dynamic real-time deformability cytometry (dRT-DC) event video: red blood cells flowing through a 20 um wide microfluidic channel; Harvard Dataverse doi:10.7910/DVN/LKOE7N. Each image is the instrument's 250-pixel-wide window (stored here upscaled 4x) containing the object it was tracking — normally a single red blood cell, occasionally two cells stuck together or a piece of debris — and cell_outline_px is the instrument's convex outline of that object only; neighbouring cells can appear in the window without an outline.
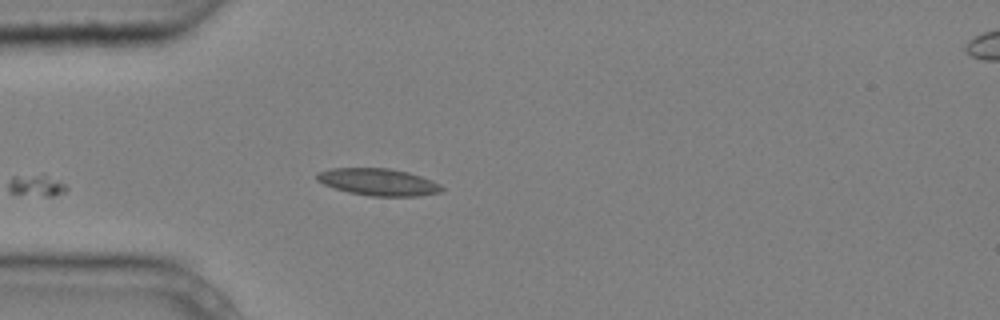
{"species": "common noctule bat (a hibernating species)", "species_latin": "Nyctalus noctula", "temperature_condition": "cold", "stored_images_in_passage": 4, "camera_frame_rate_fps": 3000, "um_per_image_px": 0.085, "animal": {"sex": "male", "body_mass_g": 20.4}, "frame": {"image": 1, "passage_image": 4, "time_ms": 1.0, "image_size_px": [1000, 320], "cell_outline_px": [[444, 188], [440, 192], [420, 196], [368, 196], [348, 192], [324, 184], [316, 180], [316, 172], [332, 168], [388, 168], [408, 172], [432, 180], [440, 184]], "centroid_in_image_um": [32.15, 15.47], "position_along_channel_um": 52.9, "area_um2": 19.71}}